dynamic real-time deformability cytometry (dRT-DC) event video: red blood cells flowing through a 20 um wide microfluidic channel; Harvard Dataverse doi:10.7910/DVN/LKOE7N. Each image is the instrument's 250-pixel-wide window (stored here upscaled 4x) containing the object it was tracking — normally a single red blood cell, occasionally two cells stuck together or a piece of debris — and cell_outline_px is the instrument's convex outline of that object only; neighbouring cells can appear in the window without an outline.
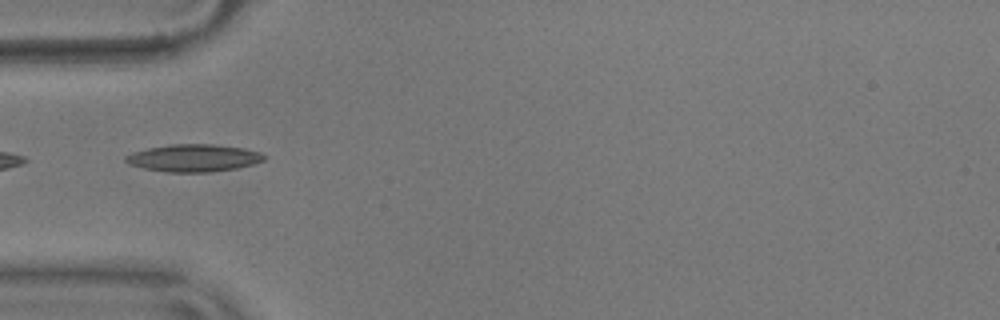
{"species": "common noctule bat (a hibernating species)", "species_latin": "Nyctalus noctula", "temperature_condition": "warm", "stored_images_in_passage": 39, "camera_frame_rate_fps": 3000, "um_per_image_px": 0.085, "animal": {"sex": "male", "body_mass_g": 17.9}, "frame": {"image": 1, "passage_image": 1, "time_ms": 0.0, "image_size_px": [1000, 320], "cell_outline_px": [[268, 156], [264, 160], [252, 164], [236, 168], [208, 172], [168, 172], [144, 168], [128, 164], [124, 160], [124, 156], [132, 152], [148, 148], [172, 144], [212, 144], [244, 148], [260, 152]], "centroid_in_image_um": [16.45, 13.42], "position_along_channel_um": 68.5, "area_um2": 22.08}}
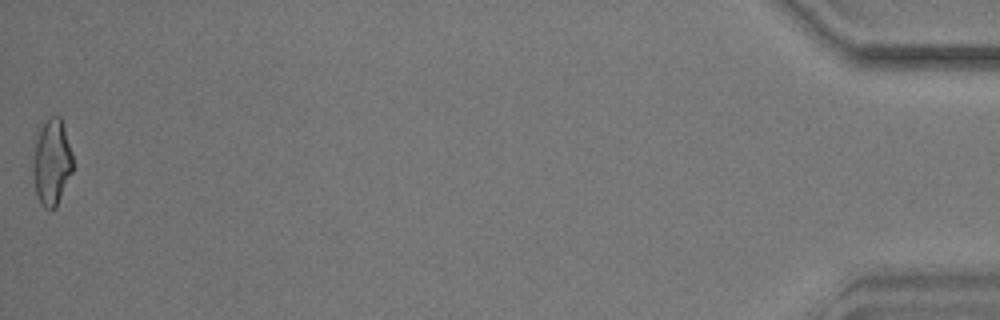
{"frame": {"image": 2, "passage_image": 39, "time_ms": 12.667, "image_size_px": [1000, 320], "cell_outline_px": [[72, 172], [56, 208], [48, 212], [40, 204], [36, 196], [32, 172], [32, 168], [36, 144], [40, 128], [52, 116], [60, 116], [72, 152]], "centroid_in_image_um": [4.39, 13.89], "position_along_channel_um": 430.8, "area_um2": 19.88}, "authors_computed_cell_mechanics": {"area_um2": 19.652, "velocity_mm_per_s": 3.6249, "shape_relaxation_time_tau1_ms": 4.1012, "shape_relaxation_time_tau2_ms": 1.6734, "deformation_change_tau1": 0.1793, "deformation_change_tau2": 0.0945}}